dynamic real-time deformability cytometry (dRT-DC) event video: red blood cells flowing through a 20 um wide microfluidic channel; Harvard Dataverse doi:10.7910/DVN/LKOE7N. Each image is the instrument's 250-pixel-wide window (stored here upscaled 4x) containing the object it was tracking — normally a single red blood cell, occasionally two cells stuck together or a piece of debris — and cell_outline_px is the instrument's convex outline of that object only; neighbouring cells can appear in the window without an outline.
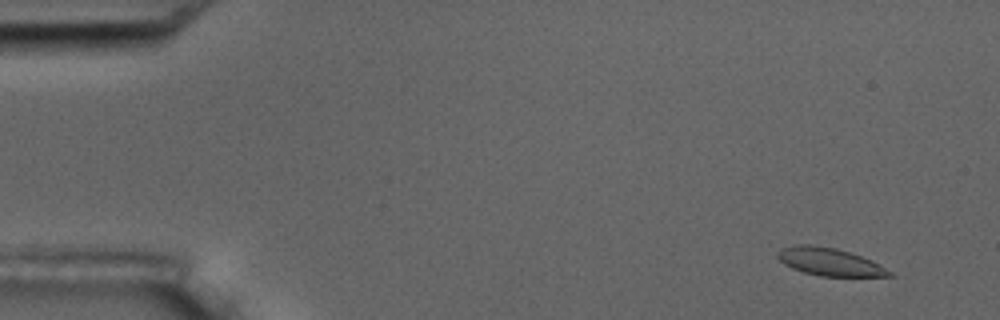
{"species": "common noctule bat (a hibernating species)", "species_latin": "Nyctalus noctula", "temperature_condition": "room temperature", "stored_images_in_passage": 4, "camera_frame_rate_fps": 3000, "um_per_image_px": 0.085, "animal": {"sex": "male", "body_mass_g": 17.5, "forearm_length_mm": 52.3}, "frame": {"image": 1, "passage_image": 1, "time_ms": 0.0, "image_size_px": [1000, 320], "cell_outline_px": [[896, 276], [820, 276], [804, 272], [792, 268], [784, 264], [776, 256], [776, 252], [780, 248], [792, 244], [812, 244], [836, 248], [872, 260], [892, 272]], "centroid_in_image_um": [70.46, 22.24], "position_along_channel_um": 14.5, "area_um2": 18.15}}
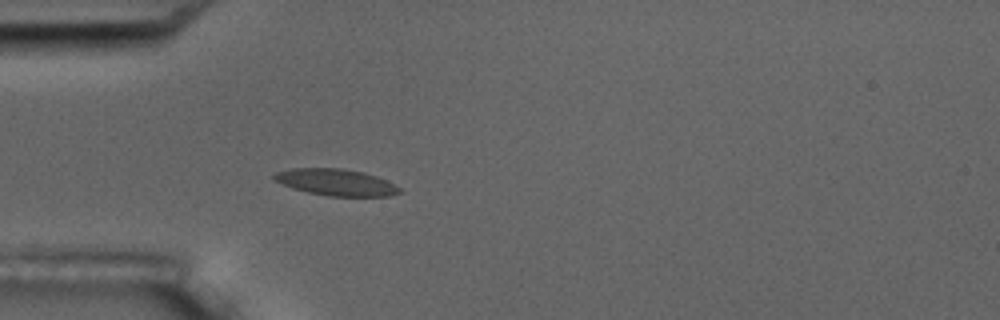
{"frame": {"image": 2, "passage_image": 4, "time_ms": 4.333, "image_size_px": [1000, 320], "cell_outline_px": [[404, 192], [388, 196], [328, 196], [308, 192], [292, 188], [272, 180], [272, 176], [276, 172], [292, 168], [344, 168], [364, 172], [376, 176], [400, 188]], "centroid_in_image_um": [28.53, 15.49], "position_along_channel_um": 56.5, "area_um2": 19.48}}